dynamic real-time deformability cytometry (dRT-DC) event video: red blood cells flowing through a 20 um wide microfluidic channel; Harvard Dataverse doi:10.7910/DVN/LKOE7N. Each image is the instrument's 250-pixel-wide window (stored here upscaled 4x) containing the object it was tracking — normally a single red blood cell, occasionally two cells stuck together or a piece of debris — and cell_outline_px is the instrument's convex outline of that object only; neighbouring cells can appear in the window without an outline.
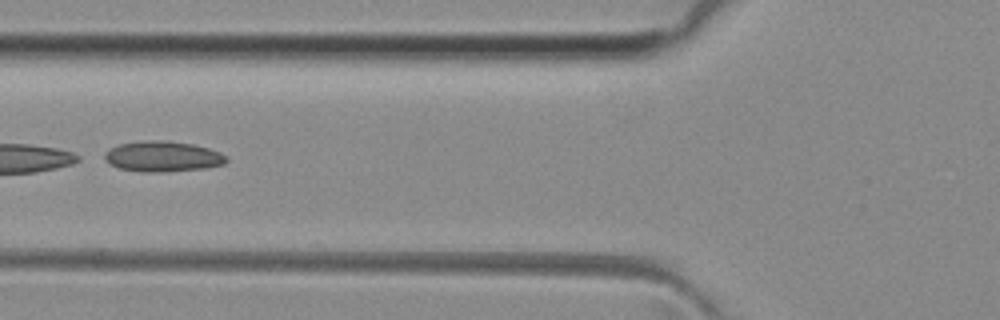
{"species": "common noctule bat (a hibernating species)", "species_latin": "Nyctalus noctula", "temperature_condition": "room temperature", "stored_images_in_passage": 5, "camera_frame_rate_fps": 3000, "um_per_image_px": 0.085, "animal": {"sex": "female", "body_mass_g": 29.2, "forearm_length_mm": 56.3}, "frame": {"image": 1, "passage_image": 4, "time_ms": 3.667, "image_size_px": [1000, 320], "cell_outline_px": [[228, 160], [224, 164], [204, 168], [160, 172], [140, 172], [120, 168], [104, 160], [104, 152], [108, 148], [120, 144], [144, 140], [168, 140], [192, 144], [208, 148], [220, 152], [228, 156]], "centroid_in_image_um": [13.82, 13.29], "position_along_channel_um": 112.0, "area_um2": 21.79}}
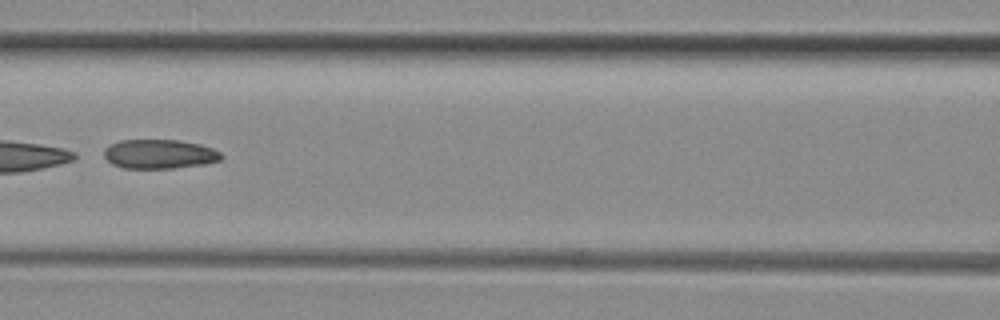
{"frame": {"image": 2, "passage_image": 5, "time_ms": 4.667, "image_size_px": [1000, 320], "cell_outline_px": [[224, 156], [220, 160], [204, 164], [172, 168], [124, 168], [112, 164], [104, 156], [104, 148], [120, 140], [176, 140], [200, 144], [212, 148], [220, 152]], "centroid_in_image_um": [13.55, 13.09], "position_along_channel_um": 153.0, "area_um2": 19.88}}